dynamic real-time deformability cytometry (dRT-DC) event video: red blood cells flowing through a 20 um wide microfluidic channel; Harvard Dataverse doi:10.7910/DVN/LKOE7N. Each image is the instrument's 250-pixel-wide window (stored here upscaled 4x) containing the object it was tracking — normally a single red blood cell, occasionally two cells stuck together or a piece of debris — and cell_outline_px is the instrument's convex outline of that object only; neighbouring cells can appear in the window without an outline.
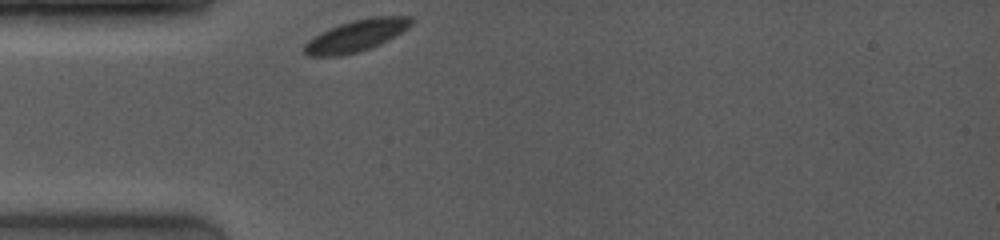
{"species": "common noctule bat (a hibernating species)", "species_latin": "Nyctalus noctula", "temperature_condition": "room temperature", "stored_images_in_passage": 18, "camera_frame_rate_fps": 4000, "um_per_image_px": 0.085, "animal": {"sex": "female", "body_mass_g": 19.0, "forearm_length_mm": 53.3}, "frame": {"image": 1, "passage_image": 1, "time_ms": 0.0, "image_size_px": [1000, 240], "cell_outline_px": [[412, 24], [408, 28], [380, 44], [356, 52], [340, 56], [308, 56], [304, 52], [304, 44], [308, 40], [320, 32], [340, 24], [352, 20], [376, 16], [412, 16]], "centroid_in_image_um": [30.27, 3.02], "position_along_channel_um": 54.7, "area_um2": 19.54}}
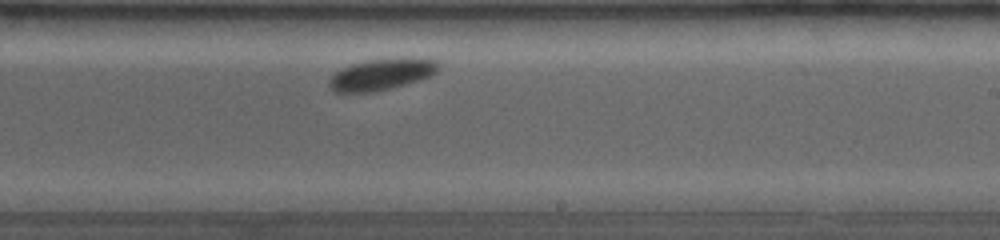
{"frame": {"image": 2, "passage_image": 14, "time_ms": 5.5, "image_size_px": [1000, 240], "cell_outline_px": [[440, 68], [432, 76], [420, 80], [392, 88], [376, 92], [332, 92], [328, 84], [328, 80], [336, 72], [352, 64], [368, 60], [436, 60], [440, 64]], "centroid_in_image_um": [32.4, 6.38], "position_along_channel_um": 256.6, "area_um2": 19.42}}
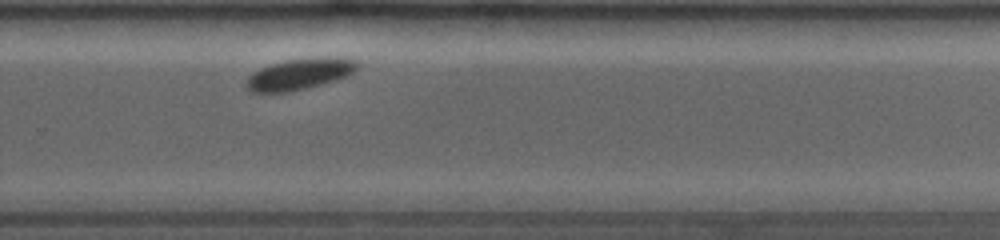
{"frame": {"image": 3, "passage_image": 17, "time_ms": 6.75, "image_size_px": [1000, 240], "cell_outline_px": [[360, 64], [348, 76], [336, 80], [308, 88], [288, 92], [252, 92], [244, 84], [248, 76], [260, 68], [284, 60], [328, 56], [352, 60]], "centroid_in_image_um": [25.45, 6.3], "position_along_channel_um": 304.4, "area_um2": 20.11}}